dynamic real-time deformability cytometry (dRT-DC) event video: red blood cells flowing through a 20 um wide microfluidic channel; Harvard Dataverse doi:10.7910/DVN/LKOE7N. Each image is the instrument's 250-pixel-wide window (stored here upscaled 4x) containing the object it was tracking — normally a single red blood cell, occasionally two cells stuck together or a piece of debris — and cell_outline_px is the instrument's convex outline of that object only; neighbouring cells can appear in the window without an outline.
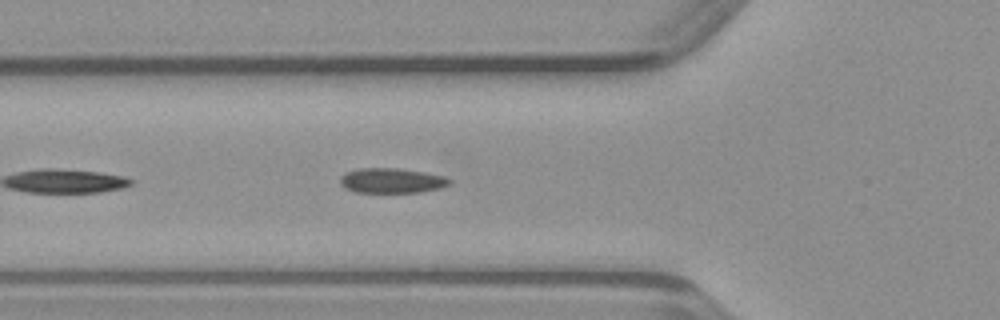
{"species": "common noctule bat (a hibernating species)", "species_latin": "Nyctalus noctula", "temperature_condition": "warm", "stored_images_in_passage": 20, "camera_frame_rate_fps": 3000, "um_per_image_px": 0.085, "animal": {"sex": "male", "body_mass_g": 23.1, "forearm_length_mm": 52.7}, "frame": {"image": 1, "passage_image": 4, "time_ms": 1.0, "image_size_px": [1000, 320], "cell_outline_px": [[452, 180], [448, 184], [440, 188], [420, 192], [356, 192], [344, 188], [340, 184], [340, 176], [344, 172], [356, 168], [400, 168], [424, 172], [444, 176]], "centroid_in_image_um": [33.24, 15.34], "position_along_channel_um": 92.6, "area_um2": 16.01}}